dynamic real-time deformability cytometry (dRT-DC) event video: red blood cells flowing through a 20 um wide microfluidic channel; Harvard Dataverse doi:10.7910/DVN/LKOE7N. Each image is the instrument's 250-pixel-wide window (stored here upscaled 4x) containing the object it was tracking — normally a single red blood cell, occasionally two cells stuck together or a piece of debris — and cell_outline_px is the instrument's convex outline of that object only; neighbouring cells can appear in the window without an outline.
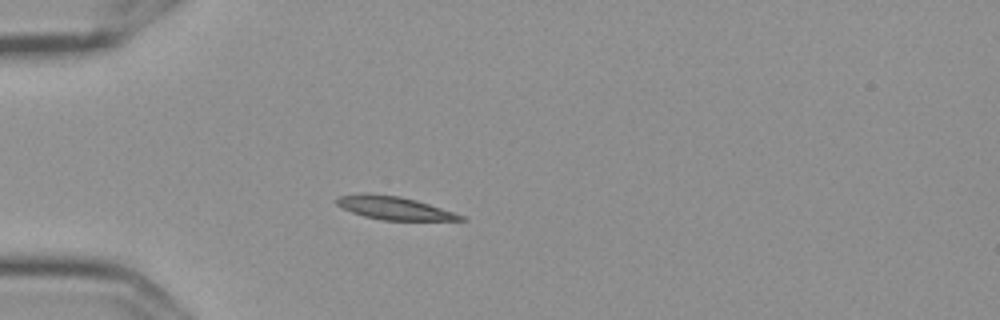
{"species": "Egyptian fruit bat (a non-hibernating species)", "species_latin": "Rousettus aegyptiacus", "temperature_condition": "cold", "stored_images_in_passage": 7, "camera_frame_rate_fps": 3000, "um_per_image_px": 0.085, "frame": {"image": 1, "passage_image": 4, "time_ms": 1.0, "image_size_px": [1000, 320], "cell_outline_px": [[468, 220], [380, 220], [364, 216], [352, 212], [336, 204], [332, 200], [340, 196], [364, 192], [368, 192], [400, 196], [416, 200], [464, 216]], "centroid_in_image_um": [33.43, 17.66], "position_along_channel_um": 51.6, "area_um2": 16.7}}
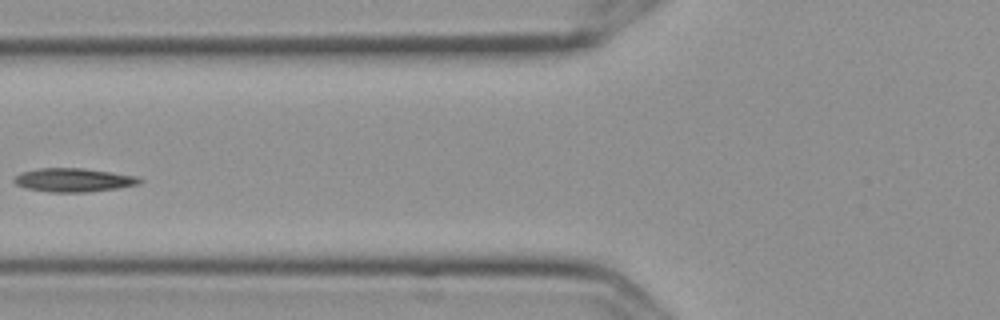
{"frame": {"image": 2, "passage_image": 6, "time_ms": 1.667, "image_size_px": [1000, 320], "cell_outline_px": [[144, 180], [140, 184], [116, 188], [88, 192], [48, 192], [24, 188], [16, 184], [12, 180], [12, 176], [20, 172], [40, 168], [84, 168], [112, 172], [136, 176]], "centroid_in_image_um": [6.21, 15.3], "position_along_channel_um": 119.6, "area_um2": 17.51}}
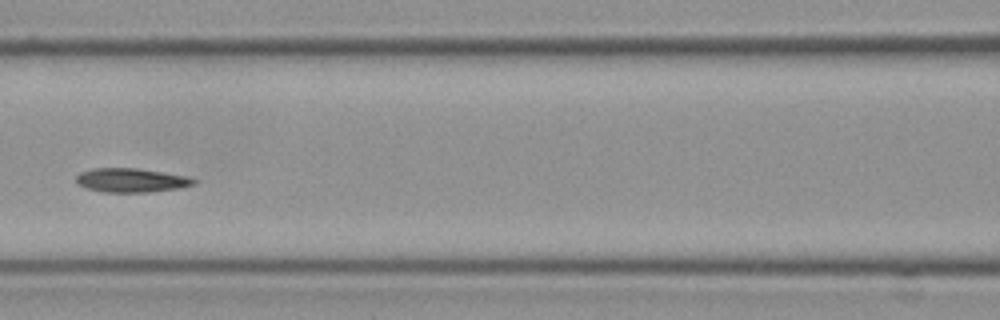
{"frame": {"image": 3, "passage_image": 7, "time_ms": 2.0, "image_size_px": [1000, 320], "cell_outline_px": [[200, 180], [196, 184], [180, 188], [152, 192], [104, 192], [88, 188], [76, 184], [76, 176], [80, 172], [92, 168], [136, 168], [188, 176]], "centroid_in_image_um": [11.2, 15.32], "position_along_channel_um": 155.4, "area_um2": 16.65}}